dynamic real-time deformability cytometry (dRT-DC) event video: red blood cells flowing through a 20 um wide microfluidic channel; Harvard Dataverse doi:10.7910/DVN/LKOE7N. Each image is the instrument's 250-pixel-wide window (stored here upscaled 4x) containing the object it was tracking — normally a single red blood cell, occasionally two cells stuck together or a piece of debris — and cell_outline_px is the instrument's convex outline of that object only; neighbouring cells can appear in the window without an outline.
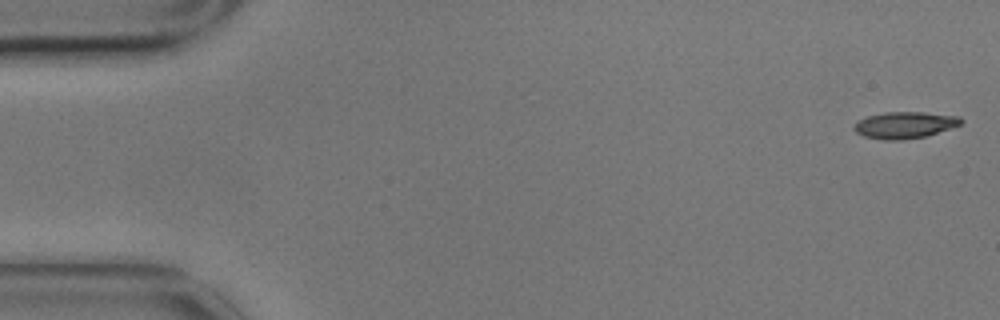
{"species": "common noctule bat (a hibernating species)", "species_latin": "Nyctalus noctula", "temperature_condition": "cold", "stored_images_in_passage": 4, "camera_frame_rate_fps": 3000, "um_per_image_px": 0.085, "animal": {"sex": "male", "body_mass_g": 17.9}, "frame": {"image": 1, "passage_image": 1, "time_ms": 0.0, "image_size_px": [1000, 320], "cell_outline_px": [[964, 120], [960, 124], [924, 136], [900, 140], [884, 140], [864, 136], [856, 132], [852, 128], [860, 120], [868, 116], [884, 112], [924, 112], [960, 116]], "centroid_in_image_um": [76.89, 10.61], "position_along_channel_um": 8.1, "area_um2": 16.3}}